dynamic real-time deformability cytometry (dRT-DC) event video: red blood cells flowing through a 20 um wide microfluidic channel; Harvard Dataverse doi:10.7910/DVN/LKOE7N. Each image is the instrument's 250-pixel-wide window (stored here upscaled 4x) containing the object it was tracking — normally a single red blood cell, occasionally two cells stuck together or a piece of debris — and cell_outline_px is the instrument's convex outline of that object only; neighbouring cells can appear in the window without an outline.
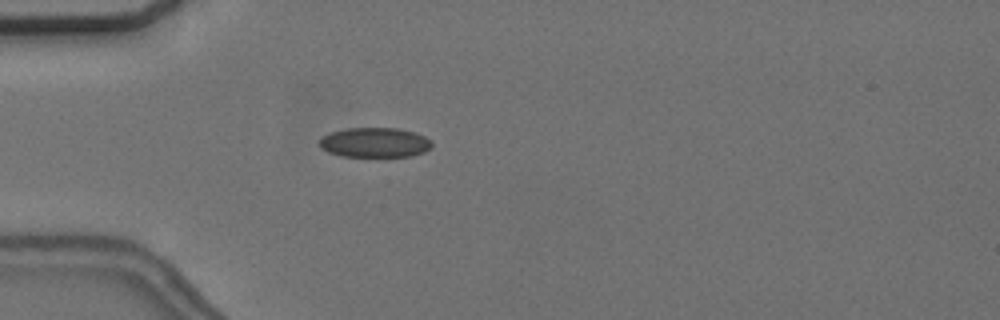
{"species": "common noctule bat (a hibernating species)", "species_latin": "Nyctalus noctula", "temperature_condition": "cold", "stored_images_in_passage": 57, "camera_frame_rate_fps": 3000, "um_per_image_px": 0.085, "animal": {"sex": "female", "body_mass_g": 24.6, "forearm_length_mm": 56.2}, "frame": {"image": 1, "passage_image": 17, "time_ms": 5.333, "image_size_px": [1000, 320], "cell_outline_px": [[432, 148], [424, 152], [412, 156], [340, 156], [328, 152], [320, 148], [320, 136], [332, 132], [348, 128], [396, 128], [416, 132], [432, 140]], "centroid_in_image_um": [31.87, 12.11], "position_along_channel_um": 53.1, "area_um2": 19.65}}
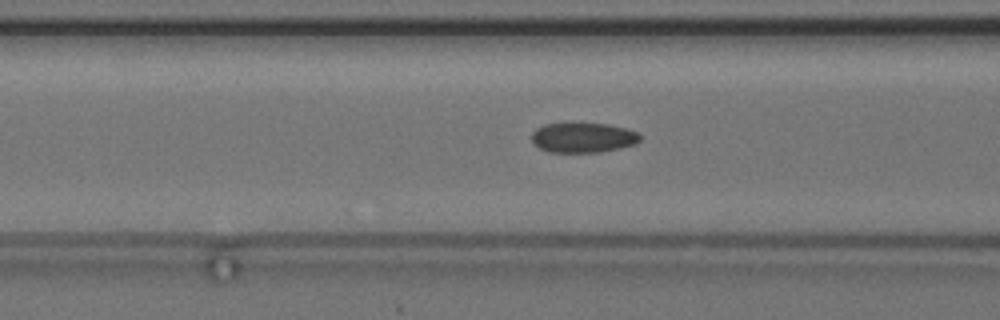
{"frame": {"image": 2, "passage_image": 23, "time_ms": 7.333, "image_size_px": [1000, 320], "cell_outline_px": [[640, 140], [636, 144], [620, 148], [600, 152], [548, 152], [540, 148], [532, 140], [532, 132], [536, 128], [544, 124], [568, 120], [608, 124], [628, 128], [640, 132]], "centroid_in_image_um": [49.57, 11.64], "position_along_channel_um": 117.0, "area_um2": 19.83}}
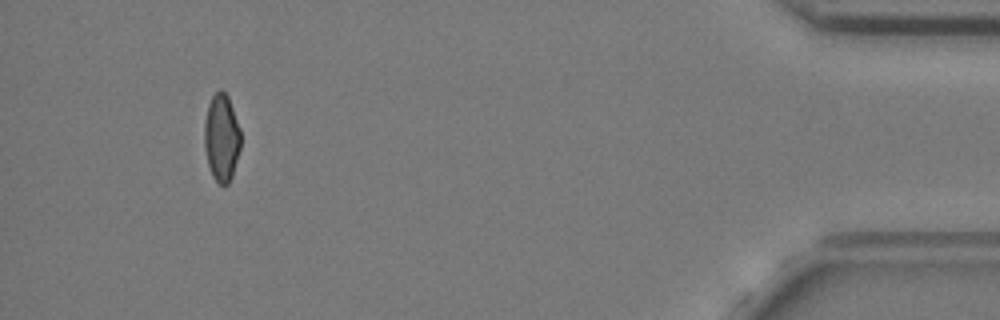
{"frame": {"image": 3, "passage_image": 53, "time_ms": 17.333, "image_size_px": [1000, 320], "cell_outline_px": [[240, 148], [232, 176], [228, 184], [220, 184], [212, 176], [208, 164], [204, 148], [204, 120], [208, 104], [212, 96], [220, 88], [228, 96], [240, 128]], "centroid_in_image_um": [18.82, 11.68], "position_along_channel_um": 416.4, "area_um2": 18.55}, "authors_computed_cell_mechanics": {"area_um2": 19.3052, "velocity_mm_per_s": 3.6813, "shape_relaxation_time_tau1_ms": 10.9756, "shape_relaxation_time_tau2_ms": 2.4406, "deformation_change_tau1": 0.143, "deformation_change_tau2": 0.0754}}